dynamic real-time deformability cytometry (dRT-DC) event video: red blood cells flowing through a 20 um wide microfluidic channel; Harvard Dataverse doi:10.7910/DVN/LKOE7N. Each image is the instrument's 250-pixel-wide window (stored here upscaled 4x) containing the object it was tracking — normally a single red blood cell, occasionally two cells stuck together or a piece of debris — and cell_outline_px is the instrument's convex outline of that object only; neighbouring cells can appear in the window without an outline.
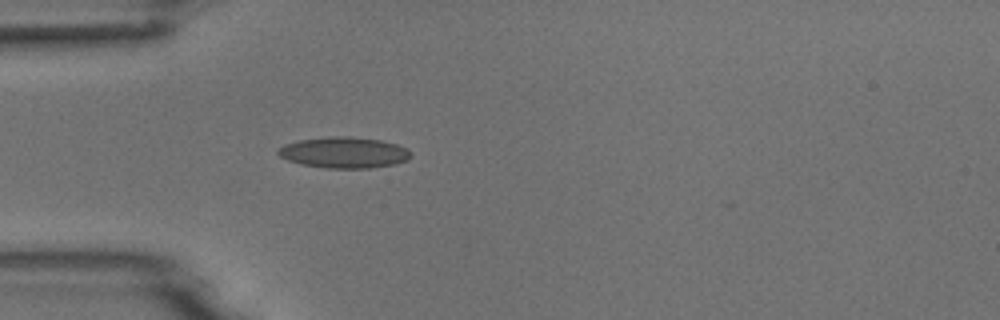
{"species": "common noctule bat (a hibernating species)", "species_latin": "Nyctalus noctula", "temperature_condition": "room temperature", "stored_images_in_passage": 3, "camera_frame_rate_fps": 3000, "um_per_image_px": 0.085, "animal": {"sex": "male", "body_mass_g": 18.8}, "frame": {"image": 1, "passage_image": 3, "time_ms": 0.667, "image_size_px": [1000, 320], "cell_outline_px": [[412, 156], [408, 160], [396, 164], [372, 168], [328, 168], [300, 164], [288, 160], [280, 156], [276, 152], [276, 148], [284, 144], [300, 140], [328, 136], [348, 136], [380, 140], [396, 144], [408, 148]], "centroid_in_image_um": [29.24, 12.96], "position_along_channel_um": 55.8, "area_um2": 24.22}}